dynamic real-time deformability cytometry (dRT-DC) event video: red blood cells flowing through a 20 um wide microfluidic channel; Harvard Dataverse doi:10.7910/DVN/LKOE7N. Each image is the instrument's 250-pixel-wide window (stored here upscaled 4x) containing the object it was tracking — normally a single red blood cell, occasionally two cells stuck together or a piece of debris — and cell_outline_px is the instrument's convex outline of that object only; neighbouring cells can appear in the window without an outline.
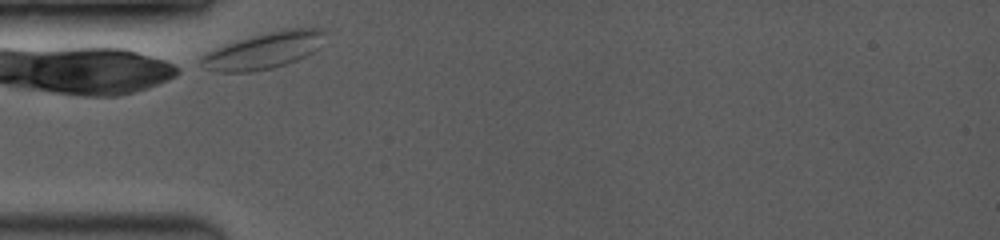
{"species": "common noctule bat (a hibernating species)", "species_latin": "Nyctalus noctula", "temperature_condition": "room temperature", "stored_images_in_passage": 38, "camera_frame_rate_fps": 3500, "um_per_image_px": 0.085, "animal": {"sex": "female", "body_mass_g": 19.0, "forearm_length_mm": 53.3}, "frame": {"image": 1, "passage_image": 1, "time_ms": 0.0, "image_size_px": [1000, 240], "cell_outline_px": [[324, 32], [320, 48], [296, 60], [272, 68], [252, 72], [216, 72], [204, 68], [200, 64], [200, 56], [204, 52], [252, 36], [284, 28], [320, 28]], "centroid_in_image_um": [22.38, 4.31], "position_along_channel_um": 62.6, "area_um2": 26.07}}
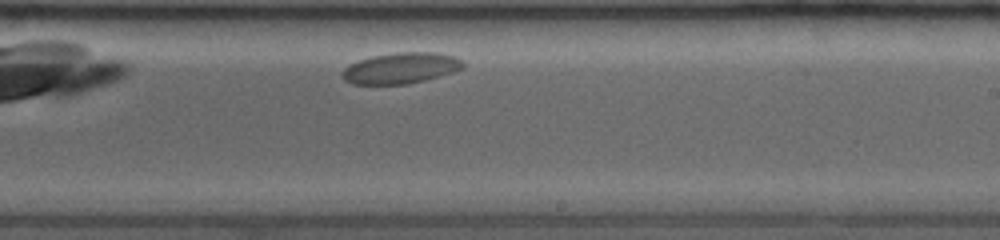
{"frame": {"image": 2, "passage_image": 22, "time_ms": 5.714, "image_size_px": [1000, 240], "cell_outline_px": [[464, 68], [440, 76], [408, 84], [352, 84], [344, 80], [340, 76], [340, 72], [344, 68], [360, 60], [372, 56], [396, 52], [436, 52], [456, 56], [464, 64]], "centroid_in_image_um": [34.06, 5.79], "position_along_channel_um": 254.9, "area_um2": 21.85}}
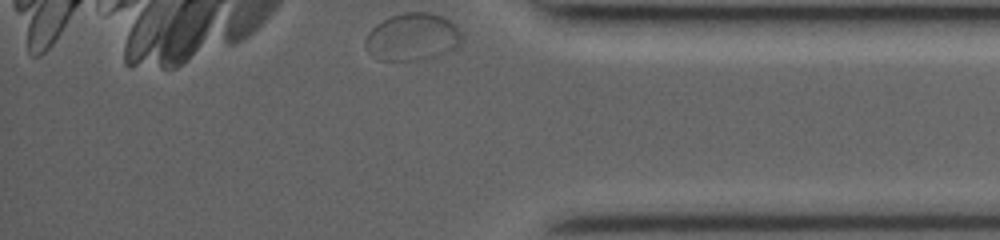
{"frame": {"image": 3, "passage_image": 38, "time_ms": 10.0, "image_size_px": [1000, 240], "cell_outline_px": [[464, 36], [460, 48], [436, 56], [416, 60], [380, 60], [372, 56], [364, 48], [364, 40], [368, 32], [376, 24], [392, 16], [404, 12], [428, 12], [440, 16], [456, 24]], "centroid_in_image_um": [35.08, 3.15], "position_along_channel_um": 400.1, "area_um2": 27.05}}